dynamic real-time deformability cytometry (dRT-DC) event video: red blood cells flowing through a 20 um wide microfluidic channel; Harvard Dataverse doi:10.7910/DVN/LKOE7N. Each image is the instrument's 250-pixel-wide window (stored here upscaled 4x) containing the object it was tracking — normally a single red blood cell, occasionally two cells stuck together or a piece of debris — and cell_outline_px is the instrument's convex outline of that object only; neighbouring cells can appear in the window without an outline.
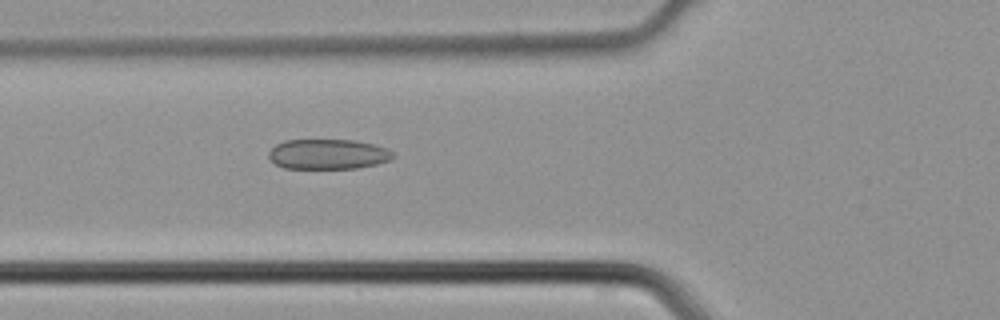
{"species": "common noctule bat (a hibernating species)", "species_latin": "Nyctalus noctula", "temperature_condition": "cold", "stored_images_in_passage": 33, "camera_frame_rate_fps": 3000, "um_per_image_px": 0.085, "animal": {"sex": "male", "body_mass_g": 21.5, "forearm_length_mm": 52.0}, "frame": {"image": 1, "passage_image": 16, "time_ms": 5.0, "image_size_px": [1000, 320], "cell_outline_px": [[396, 156], [388, 160], [376, 164], [356, 168], [284, 168], [276, 164], [268, 156], [268, 152], [276, 144], [284, 140], [356, 140], [376, 144], [388, 148]], "centroid_in_image_um": [27.9, 13.09], "position_along_channel_um": 97.9, "area_um2": 21.85}}
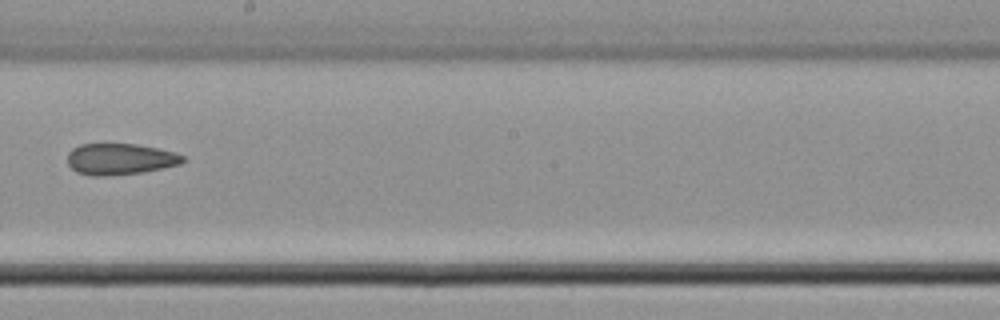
{"frame": {"image": 2, "passage_image": 25, "time_ms": 8.0, "image_size_px": [1000, 320], "cell_outline_px": [[188, 160], [180, 164], [144, 172], [104, 176], [92, 176], [76, 172], [68, 164], [68, 152], [72, 148], [80, 144], [136, 144], [176, 152], [184, 156]], "centroid_in_image_um": [10.22, 13.52], "position_along_channel_um": 238.0, "area_um2": 21.15}}
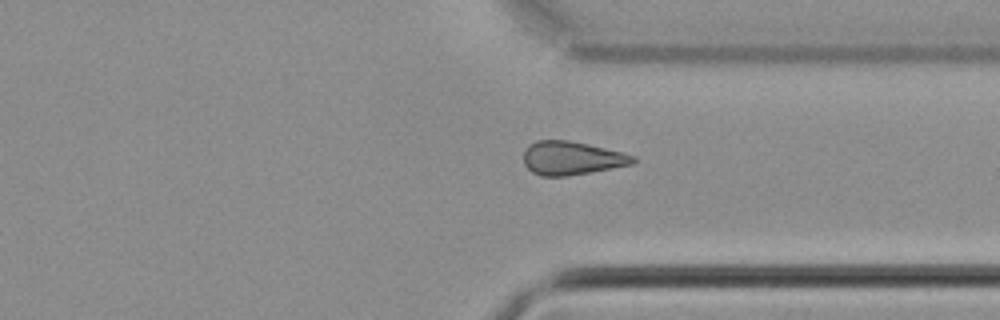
{"frame": {"image": 3, "passage_image": 33, "time_ms": 10.667, "image_size_px": [1000, 320], "cell_outline_px": [[636, 160], [632, 164], [588, 172], [564, 176], [540, 176], [532, 172], [524, 164], [524, 152], [528, 144], [536, 140], [568, 140], [588, 144], [624, 152], [636, 156]], "centroid_in_image_um": [48.58, 13.42], "position_along_channel_um": 362.8, "area_um2": 21.33}}